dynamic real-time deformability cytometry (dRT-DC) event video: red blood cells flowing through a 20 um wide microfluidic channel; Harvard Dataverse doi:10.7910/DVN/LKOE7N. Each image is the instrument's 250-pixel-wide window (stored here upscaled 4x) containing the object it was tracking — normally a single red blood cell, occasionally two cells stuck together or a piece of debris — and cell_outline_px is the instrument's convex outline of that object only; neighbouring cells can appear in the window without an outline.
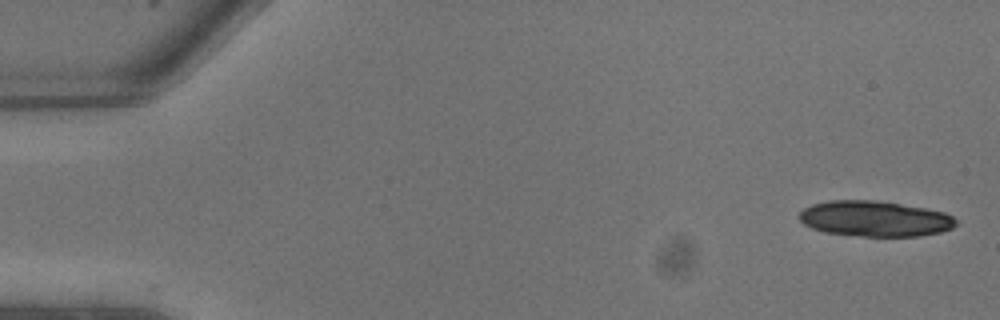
{"species": "common noctule bat (a hibernating species)", "species_latin": "Nyctalus noctula", "temperature_condition": "warm", "stored_images_in_passage": 10, "segment_of_instrument_passage": [1, 2], "camera_frame_rate_fps": 3000, "um_per_image_px": 0.085, "animal": {"sex": "male", "body_mass_g": 13.3}, "frame": {"image": 1, "passage_image": 1, "time_ms": 0.0, "image_size_px": [1000, 320], "cell_outline_px": [[956, 224], [952, 228], [940, 232], [920, 236], [860, 236], [824, 232], [812, 228], [804, 224], [800, 220], [800, 212], [804, 208], [812, 204], [828, 200], [876, 200], [924, 208], [944, 212], [952, 216], [956, 220]], "centroid_in_image_um": [74.35, 18.59], "position_along_channel_um": 10.7, "area_um2": 32.43}}